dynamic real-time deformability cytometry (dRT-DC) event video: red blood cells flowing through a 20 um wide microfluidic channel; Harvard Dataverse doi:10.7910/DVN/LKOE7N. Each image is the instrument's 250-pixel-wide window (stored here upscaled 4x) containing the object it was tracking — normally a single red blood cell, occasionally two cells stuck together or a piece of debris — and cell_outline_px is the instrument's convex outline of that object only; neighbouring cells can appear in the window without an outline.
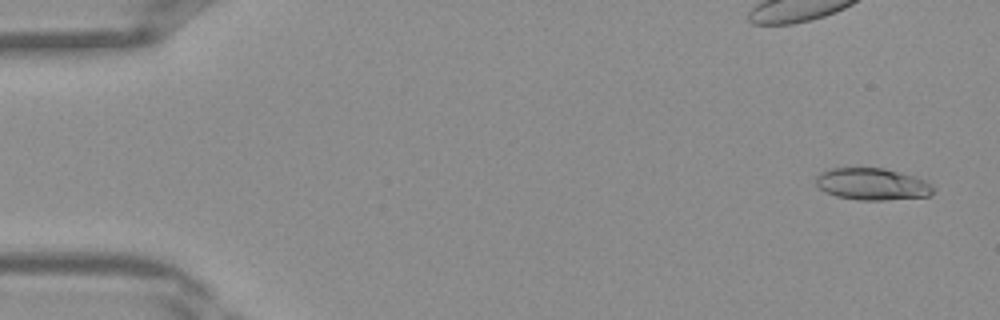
{"species": "Egyptian fruit bat (a non-hibernating species)", "species_latin": "Rousettus aegyptiacus", "temperature_condition": "warm", "stored_images_in_passage": 40, "camera_frame_rate_fps": 3000, "um_per_image_px": 0.085, "frame": {"image": 1, "passage_image": 2, "time_ms": 0.333, "image_size_px": [1000, 320], "cell_outline_px": [[936, 188], [928, 196], [884, 200], [860, 200], [836, 196], [824, 192], [816, 184], [816, 176], [820, 172], [832, 168], [884, 168], [912, 176], [924, 180]], "centroid_in_image_um": [74.11, 15.65], "position_along_channel_um": 10.9, "area_um2": 21.68}}
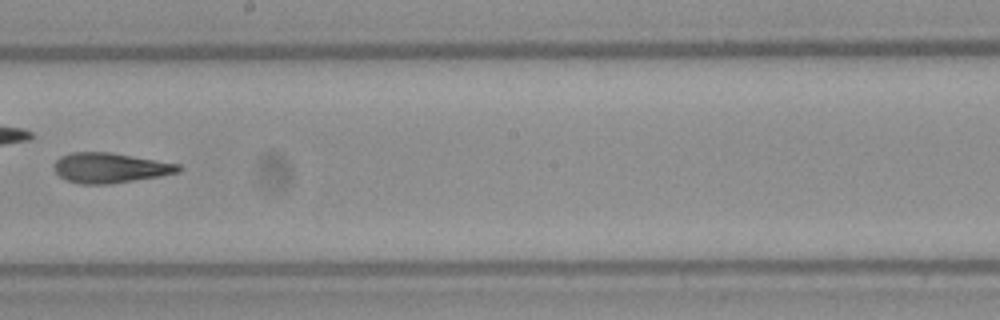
{"frame": {"image": 2, "passage_image": 23, "time_ms": 7.333, "image_size_px": [1000, 320], "cell_outline_px": [[184, 168], [180, 172], [160, 176], [112, 184], [80, 184], [68, 180], [60, 176], [56, 172], [52, 164], [60, 156], [72, 152], [108, 152], [180, 164]], "centroid_in_image_um": [9.37, 14.27], "position_along_channel_um": 238.8, "area_um2": 21.85}}
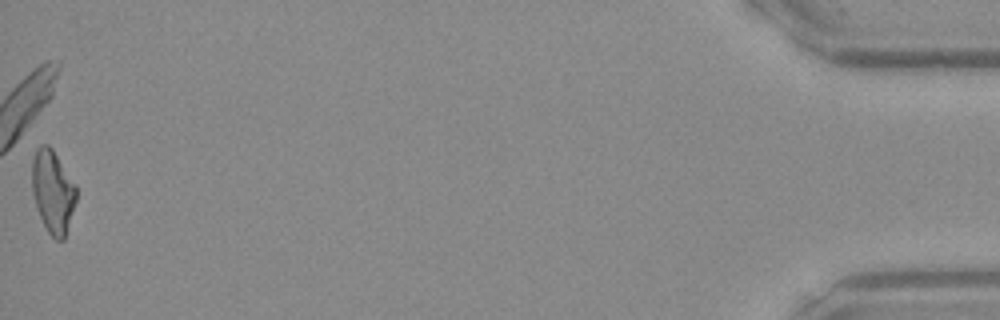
{"frame": {"image": 3, "passage_image": 40, "time_ms": 13.0, "image_size_px": [1000, 320], "cell_outline_px": [[76, 200], [64, 240], [56, 240], [48, 232], [36, 208], [32, 192], [32, 160], [36, 148], [40, 144], [48, 144], [52, 148], [76, 184]], "centroid_in_image_um": [4.48, 16.25], "position_along_channel_um": 430.7, "area_um2": 21.44}}